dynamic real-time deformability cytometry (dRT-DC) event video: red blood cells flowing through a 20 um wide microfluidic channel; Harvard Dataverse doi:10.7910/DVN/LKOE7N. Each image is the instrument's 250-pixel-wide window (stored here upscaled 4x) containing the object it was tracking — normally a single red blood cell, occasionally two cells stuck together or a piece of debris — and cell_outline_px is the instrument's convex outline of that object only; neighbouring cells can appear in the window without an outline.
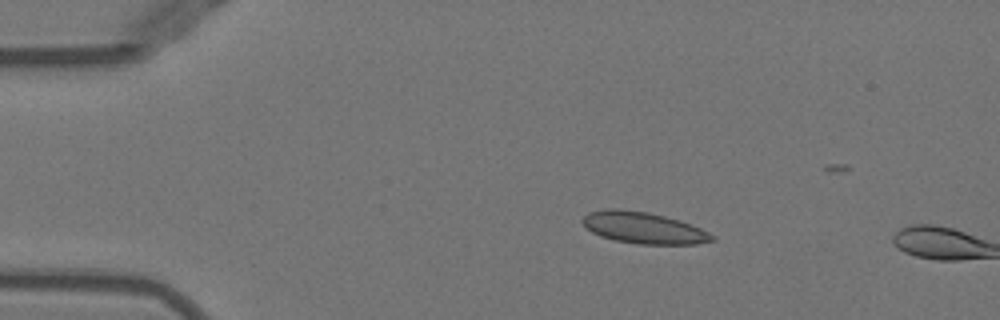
{"species": "Egyptian fruit bat (a non-hibernating species)", "species_latin": "Rousettus aegyptiacus", "temperature_condition": "warm", "stored_images_in_passage": 11, "camera_frame_rate_fps": 3000, "um_per_image_px": 0.085, "animal": {"sex": "female"}, "frame": {"image": 1, "passage_image": 10, "time_ms": 3.0, "image_size_px": [1000, 320], "cell_outline_px": [[716, 240], [696, 244], [636, 244], [616, 240], [600, 236], [592, 232], [580, 220], [588, 212], [608, 208], [616, 208], [648, 212], [680, 220], [692, 224], [716, 236]], "centroid_in_image_um": [54.71, 19.36], "position_along_channel_um": 30.3, "area_um2": 23.87}}